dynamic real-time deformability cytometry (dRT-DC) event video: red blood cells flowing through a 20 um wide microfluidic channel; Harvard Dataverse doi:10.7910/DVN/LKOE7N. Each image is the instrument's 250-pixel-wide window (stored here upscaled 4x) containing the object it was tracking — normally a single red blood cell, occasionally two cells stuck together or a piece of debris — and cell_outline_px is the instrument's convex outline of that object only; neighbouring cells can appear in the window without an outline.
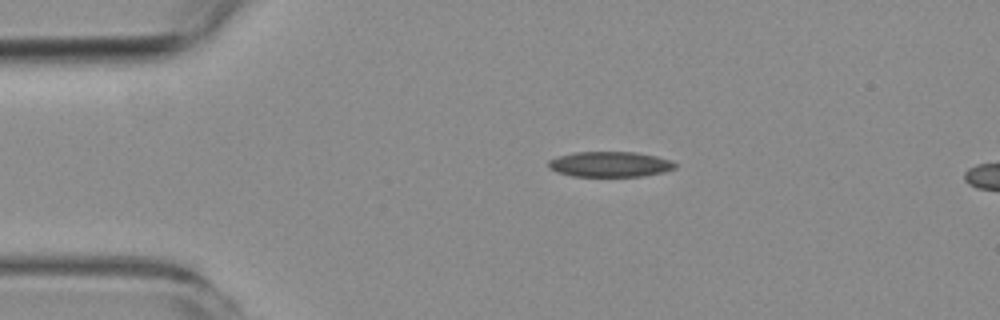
{"species": "common noctule bat (a hibernating species)", "species_latin": "Nyctalus noctula", "temperature_condition": "room temperature", "stored_images_in_passage": 4, "camera_frame_rate_fps": 3000, "um_per_image_px": 0.085, "animal": {"sex": "female", "body_mass_g": 19.3, "forearm_length_mm": 54.1}, "frame": {"image": 1, "passage_image": 2, "time_ms": 1.333, "image_size_px": [1000, 320], "cell_outline_px": [[680, 164], [676, 168], [664, 172], [644, 176], [572, 176], [556, 172], [548, 168], [548, 160], [556, 156], [572, 152], [636, 152], [656, 156], [672, 160]], "centroid_in_image_um": [51.86, 13.96], "position_along_channel_um": 33.1, "area_um2": 19.07}}